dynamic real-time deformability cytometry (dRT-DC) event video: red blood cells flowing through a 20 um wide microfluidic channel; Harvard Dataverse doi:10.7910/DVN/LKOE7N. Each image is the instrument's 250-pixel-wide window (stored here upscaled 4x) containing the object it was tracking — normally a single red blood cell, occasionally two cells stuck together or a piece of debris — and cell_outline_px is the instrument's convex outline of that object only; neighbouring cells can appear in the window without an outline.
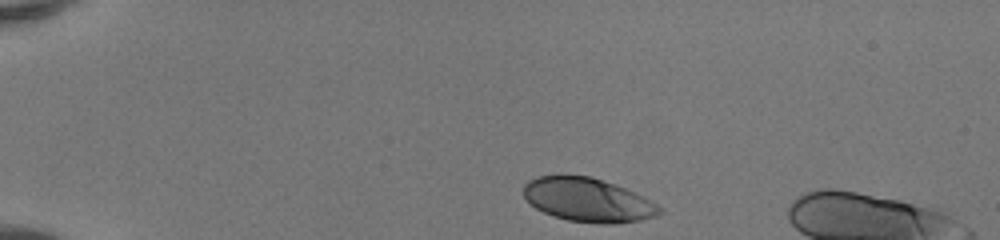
{"species": "human", "species_latin": "Homo sapiens", "temperature_condition": "room temperature", "stored_images_in_passage": 36, "camera_frame_rate_fps": 3000, "um_per_image_px": 0.085, "donor": {"sex": "female"}, "frame": {"image": 1, "passage_image": 1, "time_ms": 0.0, "image_size_px": [1000, 240], "cell_outline_px": [[664, 212], [656, 216], [640, 220], [616, 224], [600, 224], [568, 220], [552, 216], [536, 208], [524, 196], [524, 184], [528, 180], [536, 176], [560, 172], [564, 172], [592, 176], [616, 184], [644, 196], [656, 204]], "centroid_in_image_um": [49.94, 16.95], "position_along_channel_um": 35.1, "area_um2": 35.6}}
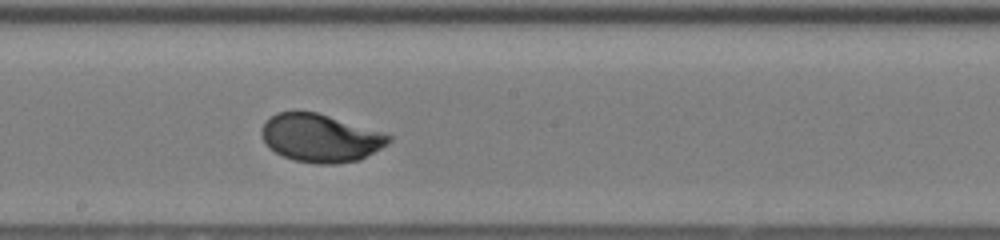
{"frame": {"image": 2, "passage_image": 20, "time_ms": 6.333, "image_size_px": [1000, 240], "cell_outline_px": [[392, 140], [388, 144], [360, 160], [336, 164], [316, 164], [296, 160], [284, 156], [268, 148], [260, 132], [260, 128], [264, 120], [276, 112], [296, 108], [316, 112], [384, 132], [392, 136]], "centroid_in_image_um": [27.2, 11.69], "position_along_channel_um": 221.0, "area_um2": 36.3}}
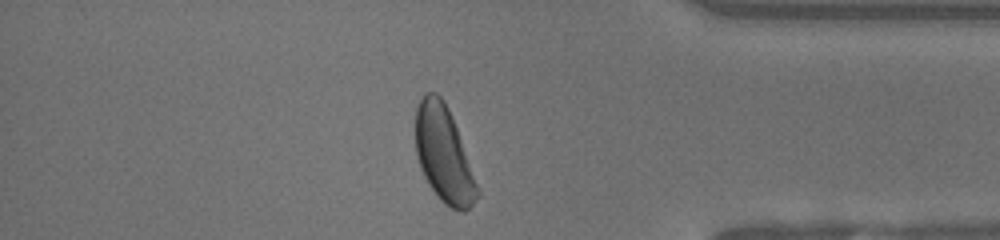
{"frame": {"image": 3, "passage_image": 34, "time_ms": 11.0, "image_size_px": [1000, 240], "cell_outline_px": [[480, 196], [464, 212], [460, 212], [444, 204], [440, 200], [428, 184], [424, 176], [416, 156], [416, 108], [420, 100], [428, 92], [436, 92], [444, 100], [448, 108], [456, 128], [480, 192]], "centroid_in_image_um": [37.71, 13.15], "position_along_channel_um": 397.5, "area_um2": 34.04}, "authors_computed_cell_mechanics": {"area_um2": 35.1424, "velocity_mm_per_s": 4.1283, "shape_relaxation_time_tau1_ms": 2.2862, "shape_relaxation_time_tau2_ms": null, "deformation_change_tau1": 0.1492, "deformation_change_tau2": null}}